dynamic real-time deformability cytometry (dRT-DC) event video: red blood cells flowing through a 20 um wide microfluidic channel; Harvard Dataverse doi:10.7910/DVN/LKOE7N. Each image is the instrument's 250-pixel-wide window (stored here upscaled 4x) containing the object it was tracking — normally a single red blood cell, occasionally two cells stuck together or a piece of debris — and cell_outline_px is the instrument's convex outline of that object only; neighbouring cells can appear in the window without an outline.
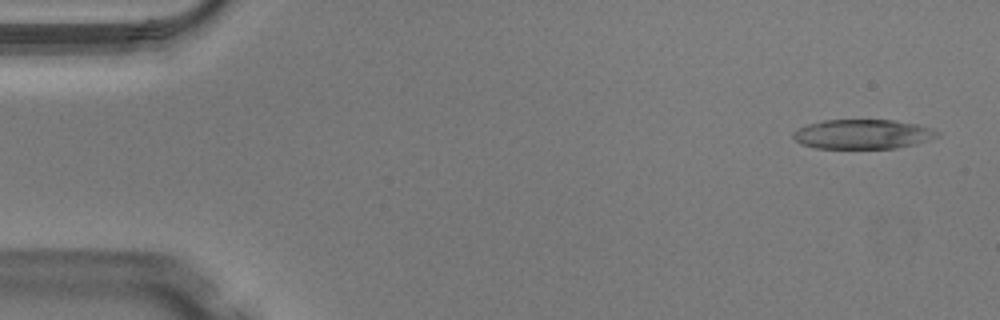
{"species": "Egyptian fruit bat (a non-hibernating species)", "species_latin": "Rousettus aegyptiacus", "temperature_condition": "warm", "stored_images_in_passage": 48, "camera_frame_rate_fps": 3000, "um_per_image_px": 0.085, "animal": {"sex": "male"}, "frame": {"image": 1, "passage_image": 2, "time_ms": 0.333, "image_size_px": [1000, 320], "cell_outline_px": [[940, 136], [928, 140], [896, 148], [816, 148], [800, 144], [792, 136], [800, 128], [808, 124], [824, 120], [892, 120], [916, 124], [932, 128], [940, 132]], "centroid_in_image_um": [73.36, 11.4], "position_along_channel_um": 11.6, "area_um2": 24.57}}
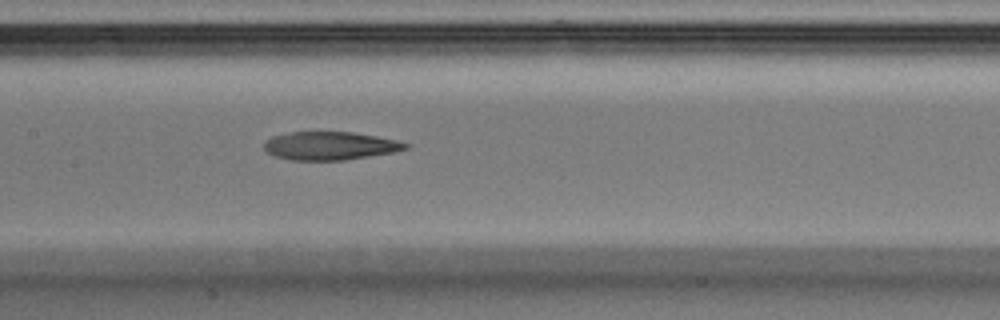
{"frame": {"image": 2, "passage_image": 23, "time_ms": 7.333, "image_size_px": [1000, 320], "cell_outline_px": [[412, 144], [408, 148], [396, 152], [344, 160], [292, 160], [276, 156], [268, 152], [264, 148], [264, 144], [272, 136], [292, 132], [352, 132], [376, 136], [396, 140]], "centroid_in_image_um": [28.11, 12.39], "position_along_channel_um": 179.3, "area_um2": 23.18}}
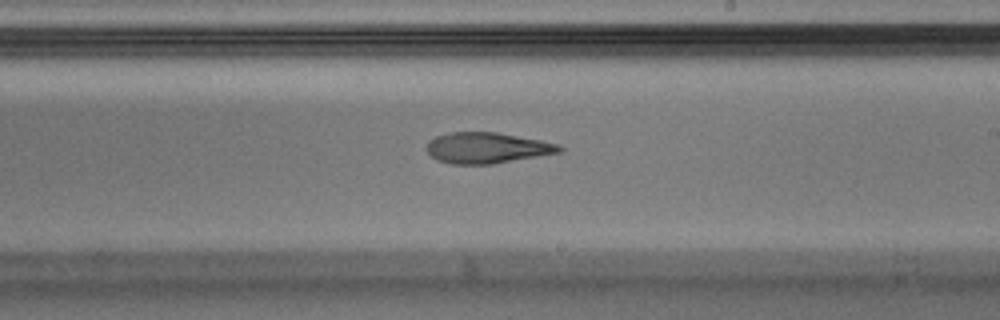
{"frame": {"image": 3, "passage_image": 28, "time_ms": 9.0, "image_size_px": [1000, 320], "cell_outline_px": [[564, 148], [560, 152], [492, 164], [452, 164], [436, 160], [424, 148], [428, 140], [436, 136], [452, 132], [496, 132], [540, 140], [560, 144]], "centroid_in_image_um": [41.35, 12.57], "position_along_channel_um": 247.6, "area_um2": 23.87}, "authors_computed_cell_mechanics": {"area_um2": 25.5765, "velocity_mm_per_s": 4.1056, "shape_relaxation_time_tau1_ms": null, "shape_relaxation_time_tau2_ms": 6.1452, "deformation_change_tau1": null, "deformation_change_tau2": 0.1752}}